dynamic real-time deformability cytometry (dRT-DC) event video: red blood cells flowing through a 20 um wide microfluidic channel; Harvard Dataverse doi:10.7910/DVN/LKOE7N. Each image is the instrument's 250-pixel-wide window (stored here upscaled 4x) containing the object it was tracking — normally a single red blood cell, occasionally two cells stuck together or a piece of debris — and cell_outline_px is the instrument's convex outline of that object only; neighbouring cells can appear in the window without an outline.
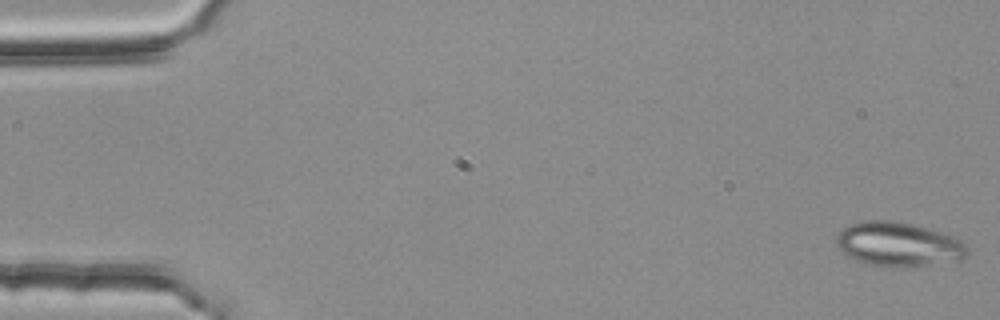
{"species": "common noctule bat (a hibernating species)", "species_latin": "Nyctalus noctula", "temperature_condition": "room temperature", "stored_images_in_passage": 4, "camera_frame_rate_fps": 3000, "um_per_image_px": 0.085, "animal": {"sex": "female", "body_mass_g": 25.1}, "frame": {"image": 1, "passage_image": 1, "time_ms": 0.0, "image_size_px": [1000, 320], "cell_outline_px": [[968, 252], [960, 260], [904, 268], [892, 268], [868, 264], [856, 260], [848, 256], [836, 244], [836, 236], [844, 228], [852, 224], [864, 220], [892, 220], [912, 224], [928, 228], [956, 236], [968, 248]], "centroid_in_image_um": [76.39, 20.77], "position_along_channel_um": 8.6, "area_um2": 33.93}}